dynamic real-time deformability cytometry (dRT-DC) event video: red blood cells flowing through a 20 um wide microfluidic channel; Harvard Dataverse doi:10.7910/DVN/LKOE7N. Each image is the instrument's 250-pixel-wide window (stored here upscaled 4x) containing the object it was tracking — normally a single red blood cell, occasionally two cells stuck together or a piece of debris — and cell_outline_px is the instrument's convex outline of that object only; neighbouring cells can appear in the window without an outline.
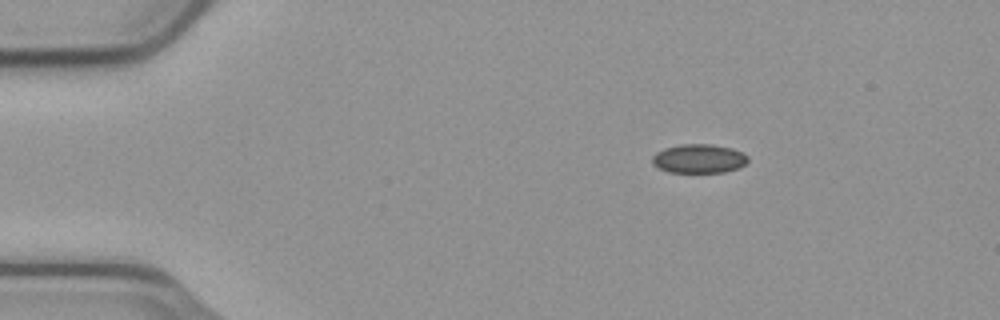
{"species": "common noctule bat (a hibernating species)", "species_latin": "Nyctalus noctula", "temperature_condition": "cold", "stored_images_in_passage": 13, "camera_frame_rate_fps": 3000, "um_per_image_px": 0.085, "animal": {"sex": "male", "body_mass_g": 23.1, "forearm_length_mm": 52.7}, "frame": {"image": 1, "passage_image": 9, "time_ms": 2.667, "image_size_px": [1000, 320], "cell_outline_px": [[748, 160], [744, 164], [736, 168], [724, 172], [668, 172], [652, 164], [652, 156], [656, 152], [664, 148], [684, 144], [712, 144], [732, 148], [744, 152], [748, 156]], "centroid_in_image_um": [59.4, 13.47], "position_along_channel_um": 25.6, "area_um2": 16.13}}